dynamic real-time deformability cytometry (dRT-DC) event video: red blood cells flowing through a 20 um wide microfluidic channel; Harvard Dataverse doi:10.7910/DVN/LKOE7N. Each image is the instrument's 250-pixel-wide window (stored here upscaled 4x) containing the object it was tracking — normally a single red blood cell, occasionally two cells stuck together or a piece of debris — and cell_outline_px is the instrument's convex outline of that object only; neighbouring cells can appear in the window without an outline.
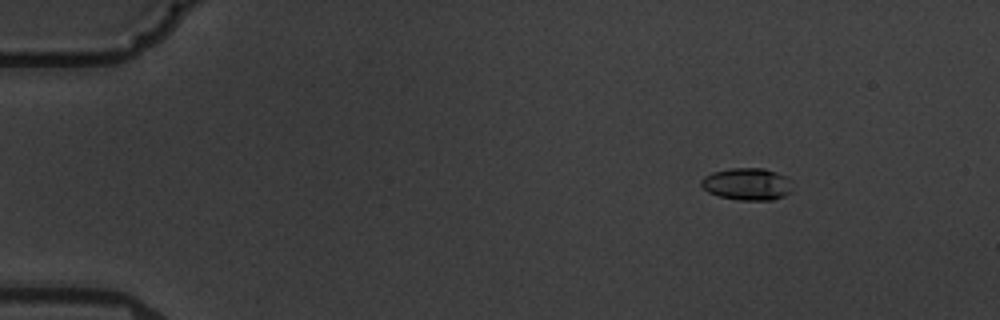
{"species": "common noctule bat (a hibernating species)", "species_latin": "Nyctalus noctula", "temperature_condition": "warm", "stored_images_in_passage": 4, "camera_frame_rate_fps": 3000, "um_per_image_px": 0.085, "animal": {"sex": "male", "body_mass_g": 19.5, "forearm_length_mm": 54.6}, "frame": {"image": 1, "passage_image": 1, "time_ms": 0.0, "image_size_px": [1000, 320], "cell_outline_px": [[792, 192], [784, 196], [772, 200], [740, 200], [720, 196], [708, 192], [700, 184], [700, 180], [704, 176], [712, 172], [732, 168], [764, 168], [788, 176]], "centroid_in_image_um": [63.52, 15.64], "position_along_channel_um": 21.5, "area_um2": 17.17}}
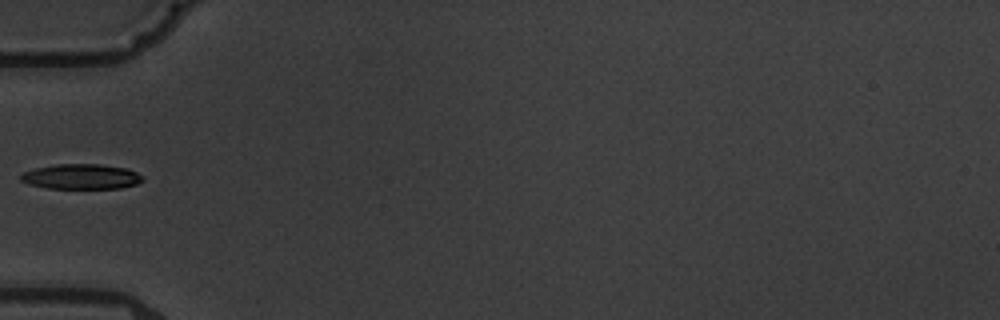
{"frame": {"image": 2, "passage_image": 4, "time_ms": 4.333, "image_size_px": [1000, 320], "cell_outline_px": [[144, 180], [136, 184], [120, 188], [48, 188], [28, 184], [20, 180], [20, 176], [24, 172], [36, 168], [56, 164], [100, 164], [128, 168], [144, 176]], "centroid_in_image_um": [6.93, 15.0], "position_along_channel_um": 78.1, "area_um2": 17.86}}